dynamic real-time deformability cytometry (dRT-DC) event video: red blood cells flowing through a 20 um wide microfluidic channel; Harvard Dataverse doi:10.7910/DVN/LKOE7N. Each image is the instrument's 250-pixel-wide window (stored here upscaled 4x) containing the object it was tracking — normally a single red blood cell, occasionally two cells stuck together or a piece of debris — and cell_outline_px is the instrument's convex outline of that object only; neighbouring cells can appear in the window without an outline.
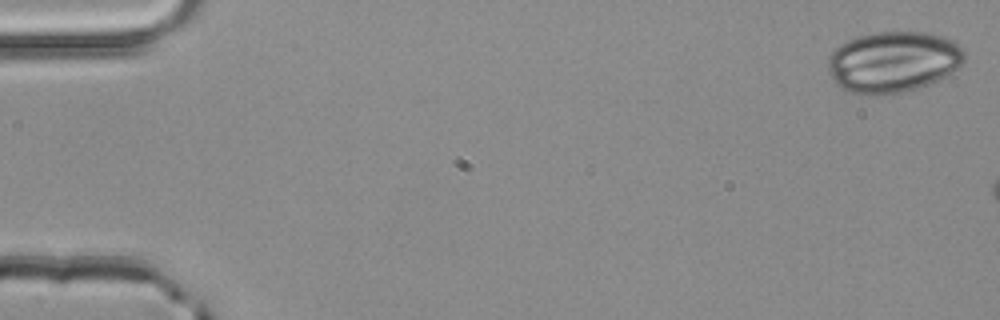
{"species": "common noctule bat (a hibernating species)", "species_latin": "Nyctalus noctula", "temperature_condition": "room temperature", "stored_images_in_passage": 11, "camera_frame_rate_fps": 3000, "um_per_image_px": 0.085, "animal": {"sex": "male", "body_mass_g": 20.4}, "frame": {"image": 1, "passage_image": 1, "time_ms": 0.0, "image_size_px": [1000, 320], "cell_outline_px": [[964, 60], [952, 72], [928, 84], [904, 92], [872, 96], [860, 96], [848, 92], [840, 88], [832, 80], [828, 72], [828, 60], [832, 52], [840, 44], [848, 40], [860, 36], [876, 32], [924, 32], [956, 40], [964, 48]], "centroid_in_image_um": [75.89, 5.28], "position_along_channel_um": 9.1, "area_um2": 48.96}}